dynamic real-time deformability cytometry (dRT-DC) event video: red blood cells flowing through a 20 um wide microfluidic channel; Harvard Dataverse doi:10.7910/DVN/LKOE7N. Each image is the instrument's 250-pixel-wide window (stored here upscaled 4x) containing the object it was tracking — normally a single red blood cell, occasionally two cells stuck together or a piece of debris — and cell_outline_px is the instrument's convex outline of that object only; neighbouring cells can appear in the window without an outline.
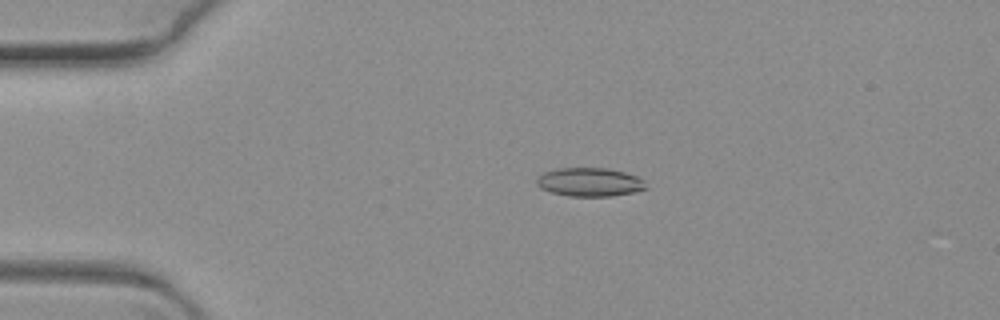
{"species": "common noctule bat (a hibernating species)", "species_latin": "Nyctalus noctula", "temperature_condition": "warm", "stored_images_in_passage": 8, "camera_frame_rate_fps": 3000, "um_per_image_px": 0.085, "animal": {"sex": "female", "body_mass_g": 19.3, "forearm_length_mm": 54.1}, "frame": {"image": 1, "passage_image": 5, "time_ms": 1.333, "image_size_px": [1000, 320], "cell_outline_px": [[648, 188], [632, 192], [612, 196], [568, 196], [552, 192], [540, 188], [536, 184], [536, 180], [544, 172], [560, 168], [608, 168], [624, 172], [636, 176], [644, 180]], "centroid_in_image_um": [50.13, 15.48], "position_along_channel_um": 34.9, "area_um2": 18.15}}
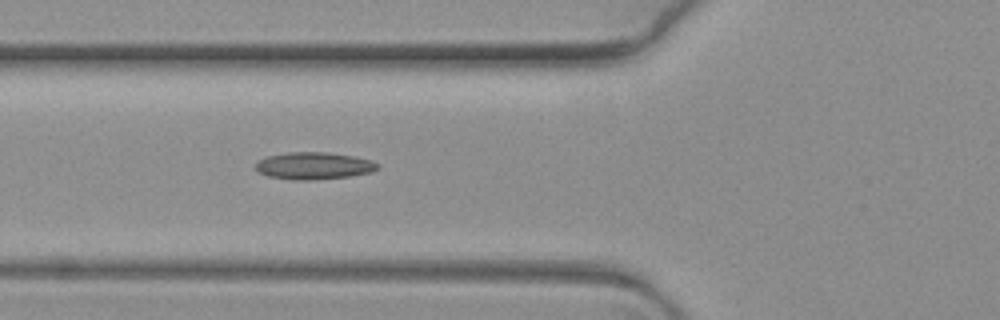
{"frame": {"image": 2, "passage_image": 8, "time_ms": 2.333, "image_size_px": [1000, 320], "cell_outline_px": [[380, 168], [372, 172], [348, 176], [312, 180], [292, 180], [268, 176], [256, 172], [256, 164], [260, 160], [268, 156], [288, 152], [328, 152], [352, 156], [372, 160], [380, 164]], "centroid_in_image_um": [26.69, 14.09], "position_along_channel_um": 99.1, "area_um2": 19.36}}